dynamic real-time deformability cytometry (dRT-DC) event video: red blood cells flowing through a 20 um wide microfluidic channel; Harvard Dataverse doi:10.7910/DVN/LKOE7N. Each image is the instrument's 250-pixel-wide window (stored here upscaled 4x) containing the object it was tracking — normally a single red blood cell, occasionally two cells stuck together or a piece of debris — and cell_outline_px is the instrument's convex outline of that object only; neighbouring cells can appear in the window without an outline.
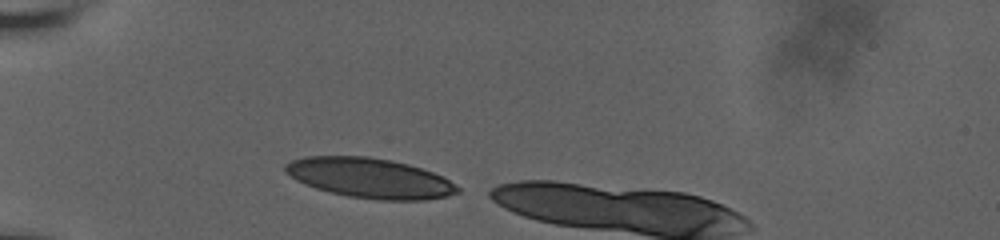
{"species": "human", "species_latin": "Homo sapiens", "temperature_condition": "room temperature", "stored_images_in_passage": 4, "camera_frame_rate_fps": 3000, "um_per_image_px": 0.085, "donor": {"sex": "male"}, "frame": {"image": 1, "passage_image": 1, "time_ms": 0.0, "image_size_px": [1000, 240], "cell_outline_px": [[460, 192], [448, 196], [424, 200], [380, 200], [348, 196], [316, 188], [296, 180], [284, 172], [284, 164], [292, 160], [304, 156], [368, 156], [392, 160], [408, 164], [444, 176], [460, 188]], "centroid_in_image_um": [31.44, 15.13], "position_along_channel_um": 53.6, "area_um2": 40.17}}